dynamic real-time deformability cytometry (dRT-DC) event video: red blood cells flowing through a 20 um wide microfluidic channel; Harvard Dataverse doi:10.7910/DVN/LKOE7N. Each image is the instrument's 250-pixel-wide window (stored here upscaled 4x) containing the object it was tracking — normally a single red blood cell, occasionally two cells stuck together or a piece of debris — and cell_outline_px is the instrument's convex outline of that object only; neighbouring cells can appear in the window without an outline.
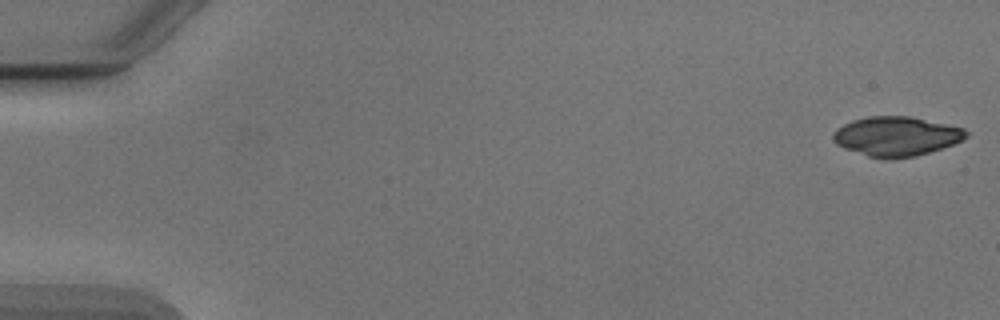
{"species": "Egyptian fruit bat (a non-hibernating species)", "species_latin": "Rousettus aegyptiacus", "temperature_condition": "cold", "stored_images_in_passage": 52, "segment_of_instrument_passage": [1, 2], "camera_frame_rate_fps": 3000, "um_per_image_px": 0.085, "animal": {"sex": "male"}, "frame": {"image": 1, "passage_image": 1, "time_ms": 0.0, "image_size_px": [1000, 320], "cell_outline_px": [[968, 136], [952, 144], [916, 156], [868, 156], [844, 148], [836, 144], [832, 140], [832, 136], [836, 128], [852, 120], [868, 116], [908, 116], [964, 128], [968, 132]], "centroid_in_image_um": [76.15, 11.55], "position_along_channel_um": 8.9, "area_um2": 29.77}}
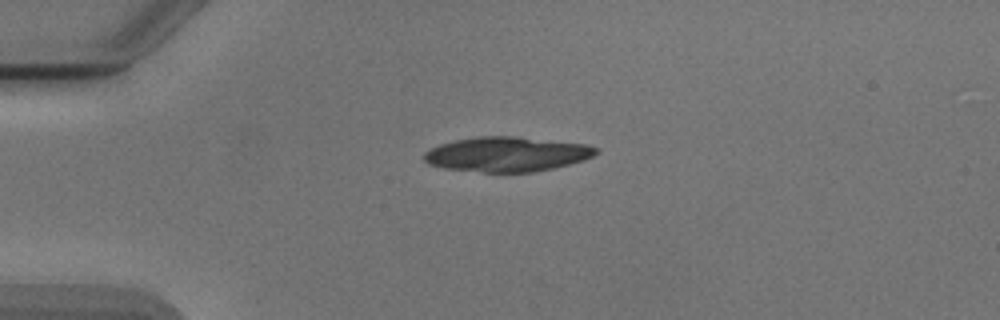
{"frame": {"image": 2, "passage_image": 13, "time_ms": 4.0, "image_size_px": [1000, 320], "cell_outline_px": [[600, 152], [584, 160], [552, 168], [532, 172], [484, 172], [444, 168], [428, 164], [424, 160], [424, 152], [440, 144], [456, 140], [476, 136], [512, 136], [584, 144], [600, 148]], "centroid_in_image_um": [43.08, 13.11], "position_along_channel_um": 41.9, "area_um2": 34.62}}